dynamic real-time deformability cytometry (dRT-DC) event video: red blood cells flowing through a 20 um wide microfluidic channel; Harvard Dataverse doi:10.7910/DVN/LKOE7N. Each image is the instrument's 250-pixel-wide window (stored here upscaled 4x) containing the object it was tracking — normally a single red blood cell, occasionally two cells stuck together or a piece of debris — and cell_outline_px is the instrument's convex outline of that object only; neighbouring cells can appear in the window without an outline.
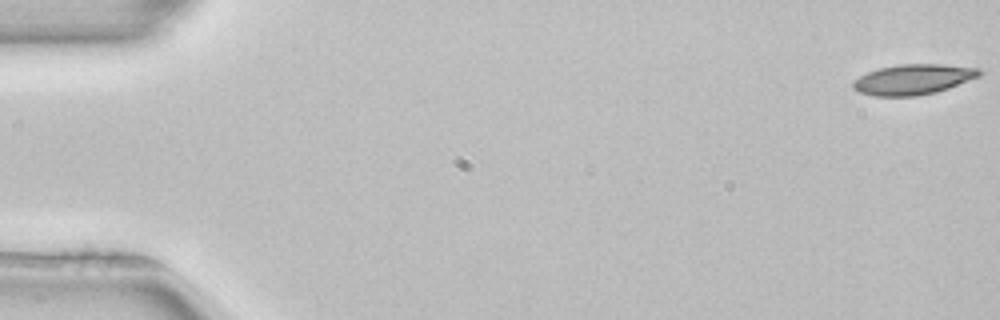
{"species": "common noctule bat (a hibernating species)", "species_latin": "Nyctalus noctula", "temperature_condition": "room temperature", "stored_images_in_passage": 52, "camera_frame_rate_fps": 3000, "um_per_image_px": 0.085, "animal": {"sex": "female", "body_mass_g": 22.7, "forearm_length_mm": 54.2}, "frame": {"image": 1, "passage_image": 1, "time_ms": 0.0, "image_size_px": [1000, 320], "cell_outline_px": [[984, 72], [980, 76], [948, 88], [936, 92], [916, 96], [872, 96], [856, 92], [852, 88], [852, 80], [868, 72], [880, 68], [900, 64], [940, 64], [980, 68]], "centroid_in_image_um": [77.6, 6.75], "position_along_channel_um": 7.4, "area_um2": 22.48}}
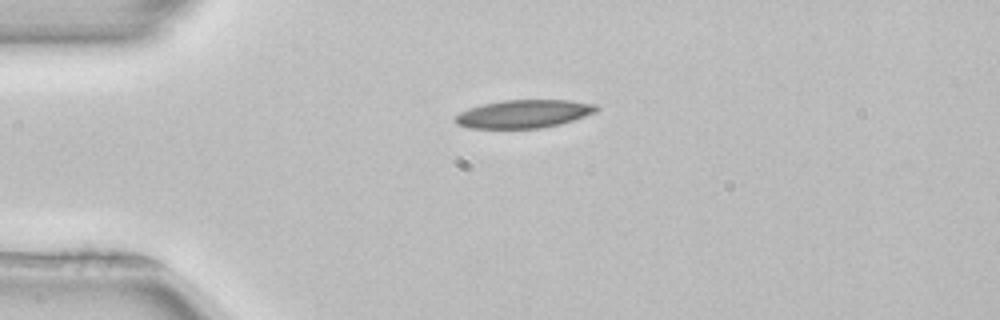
{"frame": {"image": 2, "passage_image": 13, "time_ms": 4.0, "image_size_px": [1000, 320], "cell_outline_px": [[600, 108], [596, 112], [560, 124], [540, 128], [468, 128], [456, 124], [456, 116], [460, 112], [468, 108], [484, 104], [504, 100], [568, 100], [596, 104]], "centroid_in_image_um": [44.53, 9.67], "position_along_channel_um": 40.5, "area_um2": 23.0}}
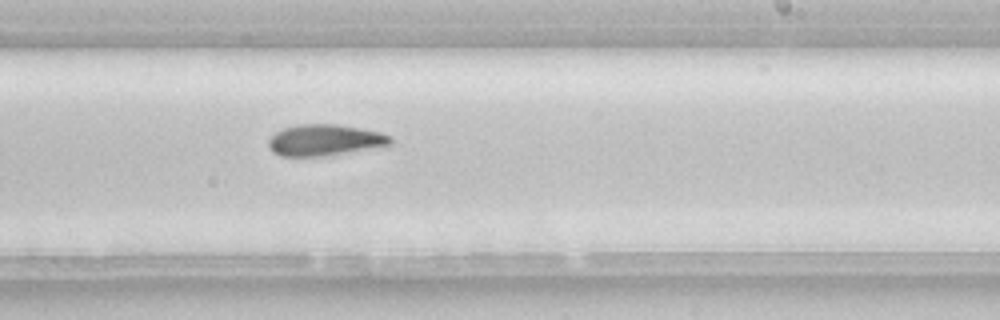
{"frame": {"image": 3, "passage_image": 32, "time_ms": 10.333, "image_size_px": [1000, 320], "cell_outline_px": [[392, 144], [388, 148], [328, 156], [280, 156], [272, 152], [268, 148], [268, 140], [276, 132], [284, 128], [296, 124], [336, 124], [380, 132], [392, 136]], "centroid_in_image_um": [27.7, 11.94], "position_along_channel_um": 261.3, "area_um2": 23.0}}